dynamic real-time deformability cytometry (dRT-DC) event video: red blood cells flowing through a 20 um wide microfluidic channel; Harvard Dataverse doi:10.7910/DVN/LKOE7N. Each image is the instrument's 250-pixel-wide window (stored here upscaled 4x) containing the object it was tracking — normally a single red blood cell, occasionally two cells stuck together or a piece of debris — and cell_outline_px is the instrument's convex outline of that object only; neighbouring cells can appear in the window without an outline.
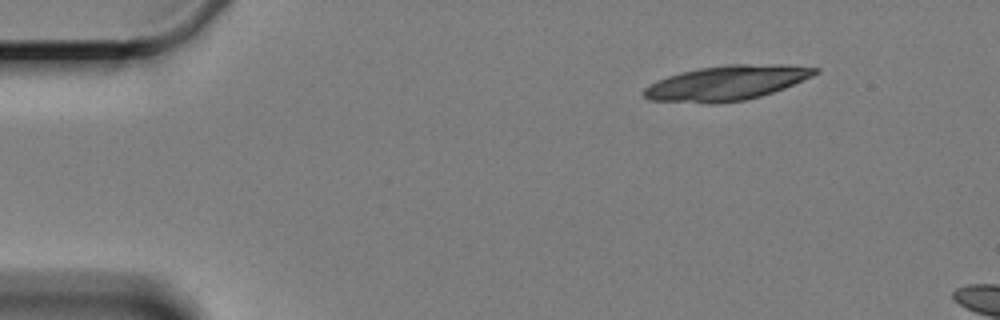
{"species": "Egyptian fruit bat (a non-hibernating species)", "species_latin": "Rousettus aegyptiacus", "temperature_condition": "cold", "stored_images_in_passage": 3, "camera_frame_rate_fps": 3000, "um_per_image_px": 0.085, "animal": {"sex": "female"}, "frame": {"image": 1, "passage_image": 1, "time_ms": 0.0, "image_size_px": [1000, 320], "cell_outline_px": [[820, 72], [812, 76], [784, 88], [760, 96], [744, 100], [716, 104], [708, 104], [648, 100], [640, 92], [648, 84], [656, 80], [680, 72], [700, 68], [728, 64], [784, 64], [820, 68]], "centroid_in_image_um": [61.72, 7.05], "position_along_channel_um": 23.3, "area_um2": 35.03}}